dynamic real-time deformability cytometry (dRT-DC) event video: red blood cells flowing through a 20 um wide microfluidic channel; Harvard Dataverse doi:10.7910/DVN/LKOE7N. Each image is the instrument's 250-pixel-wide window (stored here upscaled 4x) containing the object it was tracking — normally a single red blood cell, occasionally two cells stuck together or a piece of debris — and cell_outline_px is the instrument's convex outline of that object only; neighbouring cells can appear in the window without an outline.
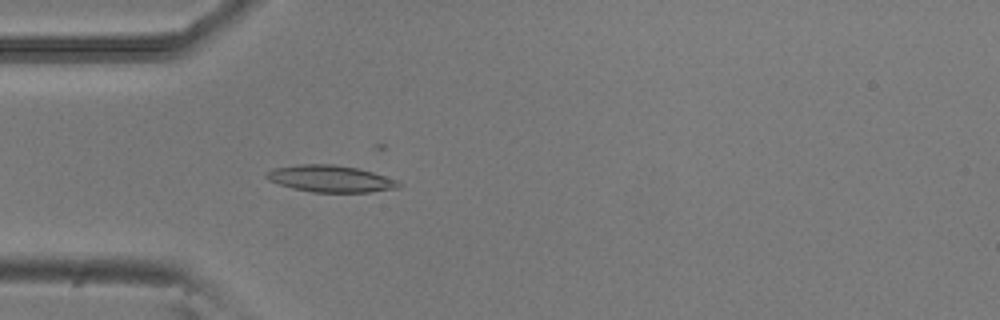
{"species": "common noctule bat (a hibernating species)", "species_latin": "Nyctalus noctula", "temperature_condition": "room temperature", "stored_images_in_passage": 3, "camera_frame_rate_fps": 3000, "um_per_image_px": 0.085, "animal": {"sex": "male", "body_mass_g": 20.5, "forearm_length_mm": 52.5}, "frame": {"image": 1, "passage_image": 3, "time_ms": 0.667, "image_size_px": [1000, 320], "cell_outline_px": [[404, 184], [400, 188], [368, 192], [312, 192], [292, 188], [268, 180], [264, 176], [264, 172], [272, 168], [296, 164], [336, 164], [356, 168], [372, 172], [396, 180]], "centroid_in_image_um": [28.06, 15.18], "position_along_channel_um": 56.9, "area_um2": 20.81}}